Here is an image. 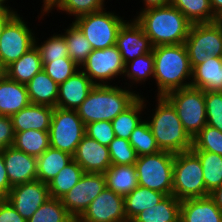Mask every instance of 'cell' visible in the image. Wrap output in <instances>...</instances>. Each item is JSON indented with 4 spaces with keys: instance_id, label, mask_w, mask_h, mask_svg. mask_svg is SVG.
<instances>
[{
    "instance_id": "1",
    "label": "cell",
    "mask_w": 222,
    "mask_h": 222,
    "mask_svg": "<svg viewBox=\"0 0 222 222\" xmlns=\"http://www.w3.org/2000/svg\"><path fill=\"white\" fill-rule=\"evenodd\" d=\"M147 97L149 98V94L145 97V120L148 122L160 150L174 154L190 151L192 149V138L184 130L172 103L165 96L154 95L153 99L155 101H149ZM150 102H153V104ZM154 103L155 106H153Z\"/></svg>"
},
{
    "instance_id": "2",
    "label": "cell",
    "mask_w": 222,
    "mask_h": 222,
    "mask_svg": "<svg viewBox=\"0 0 222 222\" xmlns=\"http://www.w3.org/2000/svg\"><path fill=\"white\" fill-rule=\"evenodd\" d=\"M154 77L156 96L191 85L192 67L185 44L154 46Z\"/></svg>"
},
{
    "instance_id": "3",
    "label": "cell",
    "mask_w": 222,
    "mask_h": 222,
    "mask_svg": "<svg viewBox=\"0 0 222 222\" xmlns=\"http://www.w3.org/2000/svg\"><path fill=\"white\" fill-rule=\"evenodd\" d=\"M152 46L183 44L192 23L171 4L137 11L133 17Z\"/></svg>"
},
{
    "instance_id": "4",
    "label": "cell",
    "mask_w": 222,
    "mask_h": 222,
    "mask_svg": "<svg viewBox=\"0 0 222 222\" xmlns=\"http://www.w3.org/2000/svg\"><path fill=\"white\" fill-rule=\"evenodd\" d=\"M138 97L123 84L95 85L76 111L85 125L103 120L111 122Z\"/></svg>"
},
{
    "instance_id": "5",
    "label": "cell",
    "mask_w": 222,
    "mask_h": 222,
    "mask_svg": "<svg viewBox=\"0 0 222 222\" xmlns=\"http://www.w3.org/2000/svg\"><path fill=\"white\" fill-rule=\"evenodd\" d=\"M172 194L180 201L209 196L200 159L192 150L175 153Z\"/></svg>"
},
{
    "instance_id": "6",
    "label": "cell",
    "mask_w": 222,
    "mask_h": 222,
    "mask_svg": "<svg viewBox=\"0 0 222 222\" xmlns=\"http://www.w3.org/2000/svg\"><path fill=\"white\" fill-rule=\"evenodd\" d=\"M108 6L100 11L80 16L73 22L90 42L93 50L105 49L116 45L117 34L128 20L125 16L108 10ZM108 10V11H107ZM126 20H125V19Z\"/></svg>"
},
{
    "instance_id": "7",
    "label": "cell",
    "mask_w": 222,
    "mask_h": 222,
    "mask_svg": "<svg viewBox=\"0 0 222 222\" xmlns=\"http://www.w3.org/2000/svg\"><path fill=\"white\" fill-rule=\"evenodd\" d=\"M174 158V153L163 150L139 156L135 162L138 185L172 195Z\"/></svg>"
},
{
    "instance_id": "8",
    "label": "cell",
    "mask_w": 222,
    "mask_h": 222,
    "mask_svg": "<svg viewBox=\"0 0 222 222\" xmlns=\"http://www.w3.org/2000/svg\"><path fill=\"white\" fill-rule=\"evenodd\" d=\"M165 97L176 109L184 130L191 138L207 125L205 91L189 86L173 90Z\"/></svg>"
},
{
    "instance_id": "9",
    "label": "cell",
    "mask_w": 222,
    "mask_h": 222,
    "mask_svg": "<svg viewBox=\"0 0 222 222\" xmlns=\"http://www.w3.org/2000/svg\"><path fill=\"white\" fill-rule=\"evenodd\" d=\"M24 18L22 13L17 12L3 28L0 36V61L5 68L35 46L37 27L31 29Z\"/></svg>"
},
{
    "instance_id": "10",
    "label": "cell",
    "mask_w": 222,
    "mask_h": 222,
    "mask_svg": "<svg viewBox=\"0 0 222 222\" xmlns=\"http://www.w3.org/2000/svg\"><path fill=\"white\" fill-rule=\"evenodd\" d=\"M85 127L76 110L55 107L48 131L50 147L73 156L76 147L86 135Z\"/></svg>"
},
{
    "instance_id": "11",
    "label": "cell",
    "mask_w": 222,
    "mask_h": 222,
    "mask_svg": "<svg viewBox=\"0 0 222 222\" xmlns=\"http://www.w3.org/2000/svg\"><path fill=\"white\" fill-rule=\"evenodd\" d=\"M192 69L210 57H222V26L217 22L192 24L184 42Z\"/></svg>"
},
{
    "instance_id": "12",
    "label": "cell",
    "mask_w": 222,
    "mask_h": 222,
    "mask_svg": "<svg viewBox=\"0 0 222 222\" xmlns=\"http://www.w3.org/2000/svg\"><path fill=\"white\" fill-rule=\"evenodd\" d=\"M124 65L121 54L114 45L93 50L80 69L95 85H119L124 74Z\"/></svg>"
},
{
    "instance_id": "13",
    "label": "cell",
    "mask_w": 222,
    "mask_h": 222,
    "mask_svg": "<svg viewBox=\"0 0 222 222\" xmlns=\"http://www.w3.org/2000/svg\"><path fill=\"white\" fill-rule=\"evenodd\" d=\"M105 188L104 173H84L61 201L69 214L77 220Z\"/></svg>"
},
{
    "instance_id": "14",
    "label": "cell",
    "mask_w": 222,
    "mask_h": 222,
    "mask_svg": "<svg viewBox=\"0 0 222 222\" xmlns=\"http://www.w3.org/2000/svg\"><path fill=\"white\" fill-rule=\"evenodd\" d=\"M124 197L105 188L76 222H126Z\"/></svg>"
},
{
    "instance_id": "15",
    "label": "cell",
    "mask_w": 222,
    "mask_h": 222,
    "mask_svg": "<svg viewBox=\"0 0 222 222\" xmlns=\"http://www.w3.org/2000/svg\"><path fill=\"white\" fill-rule=\"evenodd\" d=\"M49 198L48 184L34 180L13 186L5 199L21 217L28 220Z\"/></svg>"
},
{
    "instance_id": "16",
    "label": "cell",
    "mask_w": 222,
    "mask_h": 222,
    "mask_svg": "<svg viewBox=\"0 0 222 222\" xmlns=\"http://www.w3.org/2000/svg\"><path fill=\"white\" fill-rule=\"evenodd\" d=\"M116 46L124 64L153 49L149 37L134 18L127 20L118 31Z\"/></svg>"
},
{
    "instance_id": "17",
    "label": "cell",
    "mask_w": 222,
    "mask_h": 222,
    "mask_svg": "<svg viewBox=\"0 0 222 222\" xmlns=\"http://www.w3.org/2000/svg\"><path fill=\"white\" fill-rule=\"evenodd\" d=\"M84 173H104L111 165L108 147L85 135L73 154Z\"/></svg>"
},
{
    "instance_id": "18",
    "label": "cell",
    "mask_w": 222,
    "mask_h": 222,
    "mask_svg": "<svg viewBox=\"0 0 222 222\" xmlns=\"http://www.w3.org/2000/svg\"><path fill=\"white\" fill-rule=\"evenodd\" d=\"M2 153L12 187L37 180V157L17 150L13 146L3 149Z\"/></svg>"
},
{
    "instance_id": "19",
    "label": "cell",
    "mask_w": 222,
    "mask_h": 222,
    "mask_svg": "<svg viewBox=\"0 0 222 222\" xmlns=\"http://www.w3.org/2000/svg\"><path fill=\"white\" fill-rule=\"evenodd\" d=\"M95 84L80 69L58 87L56 107L76 110L88 97Z\"/></svg>"
},
{
    "instance_id": "20",
    "label": "cell",
    "mask_w": 222,
    "mask_h": 222,
    "mask_svg": "<svg viewBox=\"0 0 222 222\" xmlns=\"http://www.w3.org/2000/svg\"><path fill=\"white\" fill-rule=\"evenodd\" d=\"M53 107L30 103L11 116L14 132L30 129L49 131Z\"/></svg>"
},
{
    "instance_id": "21",
    "label": "cell",
    "mask_w": 222,
    "mask_h": 222,
    "mask_svg": "<svg viewBox=\"0 0 222 222\" xmlns=\"http://www.w3.org/2000/svg\"><path fill=\"white\" fill-rule=\"evenodd\" d=\"M180 222H222V211L207 197L181 201Z\"/></svg>"
},
{
    "instance_id": "22",
    "label": "cell",
    "mask_w": 222,
    "mask_h": 222,
    "mask_svg": "<svg viewBox=\"0 0 222 222\" xmlns=\"http://www.w3.org/2000/svg\"><path fill=\"white\" fill-rule=\"evenodd\" d=\"M154 77V56L153 53H146L140 57H137L129 62H126L124 65V74L121 81L124 82V86L131 90H134L139 96H143L140 89H137V86L146 85V81L152 82ZM138 84V85H137ZM140 90V92L136 91Z\"/></svg>"
},
{
    "instance_id": "23",
    "label": "cell",
    "mask_w": 222,
    "mask_h": 222,
    "mask_svg": "<svg viewBox=\"0 0 222 222\" xmlns=\"http://www.w3.org/2000/svg\"><path fill=\"white\" fill-rule=\"evenodd\" d=\"M30 103L25 84L10 80L7 76L0 79V115L12 116Z\"/></svg>"
},
{
    "instance_id": "24",
    "label": "cell",
    "mask_w": 222,
    "mask_h": 222,
    "mask_svg": "<svg viewBox=\"0 0 222 222\" xmlns=\"http://www.w3.org/2000/svg\"><path fill=\"white\" fill-rule=\"evenodd\" d=\"M191 87L222 91V57H210L192 69Z\"/></svg>"
},
{
    "instance_id": "25",
    "label": "cell",
    "mask_w": 222,
    "mask_h": 222,
    "mask_svg": "<svg viewBox=\"0 0 222 222\" xmlns=\"http://www.w3.org/2000/svg\"><path fill=\"white\" fill-rule=\"evenodd\" d=\"M57 84L43 69L27 84V92L32 104L45 105L55 108L58 99Z\"/></svg>"
},
{
    "instance_id": "26",
    "label": "cell",
    "mask_w": 222,
    "mask_h": 222,
    "mask_svg": "<svg viewBox=\"0 0 222 222\" xmlns=\"http://www.w3.org/2000/svg\"><path fill=\"white\" fill-rule=\"evenodd\" d=\"M106 188L127 196L138 187L137 171L133 165H111L105 172Z\"/></svg>"
},
{
    "instance_id": "27",
    "label": "cell",
    "mask_w": 222,
    "mask_h": 222,
    "mask_svg": "<svg viewBox=\"0 0 222 222\" xmlns=\"http://www.w3.org/2000/svg\"><path fill=\"white\" fill-rule=\"evenodd\" d=\"M42 68L39 50L34 46L6 68V76L26 85Z\"/></svg>"
},
{
    "instance_id": "28",
    "label": "cell",
    "mask_w": 222,
    "mask_h": 222,
    "mask_svg": "<svg viewBox=\"0 0 222 222\" xmlns=\"http://www.w3.org/2000/svg\"><path fill=\"white\" fill-rule=\"evenodd\" d=\"M145 96H139L128 108L112 121L115 136L129 140L135 127L145 119Z\"/></svg>"
},
{
    "instance_id": "29",
    "label": "cell",
    "mask_w": 222,
    "mask_h": 222,
    "mask_svg": "<svg viewBox=\"0 0 222 222\" xmlns=\"http://www.w3.org/2000/svg\"><path fill=\"white\" fill-rule=\"evenodd\" d=\"M72 160V155L49 147L37 157V180L48 184Z\"/></svg>"
},
{
    "instance_id": "30",
    "label": "cell",
    "mask_w": 222,
    "mask_h": 222,
    "mask_svg": "<svg viewBox=\"0 0 222 222\" xmlns=\"http://www.w3.org/2000/svg\"><path fill=\"white\" fill-rule=\"evenodd\" d=\"M181 201L173 194L160 203L136 215L133 222H180Z\"/></svg>"
},
{
    "instance_id": "31",
    "label": "cell",
    "mask_w": 222,
    "mask_h": 222,
    "mask_svg": "<svg viewBox=\"0 0 222 222\" xmlns=\"http://www.w3.org/2000/svg\"><path fill=\"white\" fill-rule=\"evenodd\" d=\"M166 195L138 185L131 193L124 197L125 214L127 220L160 203Z\"/></svg>"
},
{
    "instance_id": "32",
    "label": "cell",
    "mask_w": 222,
    "mask_h": 222,
    "mask_svg": "<svg viewBox=\"0 0 222 222\" xmlns=\"http://www.w3.org/2000/svg\"><path fill=\"white\" fill-rule=\"evenodd\" d=\"M71 22L72 23H69L67 27L64 25L61 27L60 25L59 27L62 28V31L64 30L60 32L66 39L68 57L81 67L89 54L93 51V48L78 26L73 21Z\"/></svg>"
},
{
    "instance_id": "33",
    "label": "cell",
    "mask_w": 222,
    "mask_h": 222,
    "mask_svg": "<svg viewBox=\"0 0 222 222\" xmlns=\"http://www.w3.org/2000/svg\"><path fill=\"white\" fill-rule=\"evenodd\" d=\"M112 1V0H109ZM108 2V0H107ZM106 0H56L46 11V16L49 17V13H60L68 15L69 19L75 20L76 18L100 11L107 6ZM63 12V13H62ZM65 13V14H64ZM72 17V18H71Z\"/></svg>"
},
{
    "instance_id": "34",
    "label": "cell",
    "mask_w": 222,
    "mask_h": 222,
    "mask_svg": "<svg viewBox=\"0 0 222 222\" xmlns=\"http://www.w3.org/2000/svg\"><path fill=\"white\" fill-rule=\"evenodd\" d=\"M12 146L28 155L39 157L50 147L49 132L35 129L15 132Z\"/></svg>"
},
{
    "instance_id": "35",
    "label": "cell",
    "mask_w": 222,
    "mask_h": 222,
    "mask_svg": "<svg viewBox=\"0 0 222 222\" xmlns=\"http://www.w3.org/2000/svg\"><path fill=\"white\" fill-rule=\"evenodd\" d=\"M84 174L81 166L72 160L48 183L49 195L61 199L75 186Z\"/></svg>"
},
{
    "instance_id": "36",
    "label": "cell",
    "mask_w": 222,
    "mask_h": 222,
    "mask_svg": "<svg viewBox=\"0 0 222 222\" xmlns=\"http://www.w3.org/2000/svg\"><path fill=\"white\" fill-rule=\"evenodd\" d=\"M171 5L180 10L192 24L217 21L210 0H171Z\"/></svg>"
},
{
    "instance_id": "37",
    "label": "cell",
    "mask_w": 222,
    "mask_h": 222,
    "mask_svg": "<svg viewBox=\"0 0 222 222\" xmlns=\"http://www.w3.org/2000/svg\"><path fill=\"white\" fill-rule=\"evenodd\" d=\"M200 159L206 191L222 186V156L213 152L193 151Z\"/></svg>"
},
{
    "instance_id": "38",
    "label": "cell",
    "mask_w": 222,
    "mask_h": 222,
    "mask_svg": "<svg viewBox=\"0 0 222 222\" xmlns=\"http://www.w3.org/2000/svg\"><path fill=\"white\" fill-rule=\"evenodd\" d=\"M37 36L39 37L36 33L35 46L39 50L42 63H49L60 58H69L66 39L62 33L54 32V34H49L48 38L43 35H41L42 38ZM43 37L44 40H41Z\"/></svg>"
},
{
    "instance_id": "39",
    "label": "cell",
    "mask_w": 222,
    "mask_h": 222,
    "mask_svg": "<svg viewBox=\"0 0 222 222\" xmlns=\"http://www.w3.org/2000/svg\"><path fill=\"white\" fill-rule=\"evenodd\" d=\"M27 222H76L63 206L61 199L50 197Z\"/></svg>"
},
{
    "instance_id": "40",
    "label": "cell",
    "mask_w": 222,
    "mask_h": 222,
    "mask_svg": "<svg viewBox=\"0 0 222 222\" xmlns=\"http://www.w3.org/2000/svg\"><path fill=\"white\" fill-rule=\"evenodd\" d=\"M129 142L136 151L138 157L161 151L145 119L132 131Z\"/></svg>"
},
{
    "instance_id": "41",
    "label": "cell",
    "mask_w": 222,
    "mask_h": 222,
    "mask_svg": "<svg viewBox=\"0 0 222 222\" xmlns=\"http://www.w3.org/2000/svg\"><path fill=\"white\" fill-rule=\"evenodd\" d=\"M192 151H207L222 156V132L206 125L192 138Z\"/></svg>"
},
{
    "instance_id": "42",
    "label": "cell",
    "mask_w": 222,
    "mask_h": 222,
    "mask_svg": "<svg viewBox=\"0 0 222 222\" xmlns=\"http://www.w3.org/2000/svg\"><path fill=\"white\" fill-rule=\"evenodd\" d=\"M110 160L113 165H133L138 155L129 140L115 137L108 145Z\"/></svg>"
},
{
    "instance_id": "43",
    "label": "cell",
    "mask_w": 222,
    "mask_h": 222,
    "mask_svg": "<svg viewBox=\"0 0 222 222\" xmlns=\"http://www.w3.org/2000/svg\"><path fill=\"white\" fill-rule=\"evenodd\" d=\"M43 70L57 83L65 82L80 67L71 58H60L49 63H42Z\"/></svg>"
},
{
    "instance_id": "44",
    "label": "cell",
    "mask_w": 222,
    "mask_h": 222,
    "mask_svg": "<svg viewBox=\"0 0 222 222\" xmlns=\"http://www.w3.org/2000/svg\"><path fill=\"white\" fill-rule=\"evenodd\" d=\"M207 125L222 132V91H205Z\"/></svg>"
},
{
    "instance_id": "45",
    "label": "cell",
    "mask_w": 222,
    "mask_h": 222,
    "mask_svg": "<svg viewBox=\"0 0 222 222\" xmlns=\"http://www.w3.org/2000/svg\"><path fill=\"white\" fill-rule=\"evenodd\" d=\"M85 133L88 137L95 139L106 147H108L110 142L116 137L112 123L105 120L87 124Z\"/></svg>"
},
{
    "instance_id": "46",
    "label": "cell",
    "mask_w": 222,
    "mask_h": 222,
    "mask_svg": "<svg viewBox=\"0 0 222 222\" xmlns=\"http://www.w3.org/2000/svg\"><path fill=\"white\" fill-rule=\"evenodd\" d=\"M14 135L11 116L0 115V151L13 145Z\"/></svg>"
},
{
    "instance_id": "47",
    "label": "cell",
    "mask_w": 222,
    "mask_h": 222,
    "mask_svg": "<svg viewBox=\"0 0 222 222\" xmlns=\"http://www.w3.org/2000/svg\"><path fill=\"white\" fill-rule=\"evenodd\" d=\"M0 222H27L5 199H0Z\"/></svg>"
},
{
    "instance_id": "48",
    "label": "cell",
    "mask_w": 222,
    "mask_h": 222,
    "mask_svg": "<svg viewBox=\"0 0 222 222\" xmlns=\"http://www.w3.org/2000/svg\"><path fill=\"white\" fill-rule=\"evenodd\" d=\"M9 178L4 164L3 153L0 151V199L6 198L9 195L10 189Z\"/></svg>"
},
{
    "instance_id": "49",
    "label": "cell",
    "mask_w": 222,
    "mask_h": 222,
    "mask_svg": "<svg viewBox=\"0 0 222 222\" xmlns=\"http://www.w3.org/2000/svg\"><path fill=\"white\" fill-rule=\"evenodd\" d=\"M10 1L12 2V0H6L0 6V36L7 22L18 12V8L16 9L13 5L11 6Z\"/></svg>"
},
{
    "instance_id": "50",
    "label": "cell",
    "mask_w": 222,
    "mask_h": 222,
    "mask_svg": "<svg viewBox=\"0 0 222 222\" xmlns=\"http://www.w3.org/2000/svg\"><path fill=\"white\" fill-rule=\"evenodd\" d=\"M142 2L143 6L137 9L139 11L145 10L153 7H163L171 4V0H140L139 3Z\"/></svg>"
},
{
    "instance_id": "51",
    "label": "cell",
    "mask_w": 222,
    "mask_h": 222,
    "mask_svg": "<svg viewBox=\"0 0 222 222\" xmlns=\"http://www.w3.org/2000/svg\"><path fill=\"white\" fill-rule=\"evenodd\" d=\"M209 196L216 206L222 211V186L212 191Z\"/></svg>"
},
{
    "instance_id": "52",
    "label": "cell",
    "mask_w": 222,
    "mask_h": 222,
    "mask_svg": "<svg viewBox=\"0 0 222 222\" xmlns=\"http://www.w3.org/2000/svg\"><path fill=\"white\" fill-rule=\"evenodd\" d=\"M41 1V0H40ZM56 0H42L41 1V3H43L42 4V6H40L41 8H40V11H38V12H40V13H38L39 15H37V17H38V20L40 19V20H44L45 18L44 17H46V14H45V11L55 2Z\"/></svg>"
},
{
    "instance_id": "53",
    "label": "cell",
    "mask_w": 222,
    "mask_h": 222,
    "mask_svg": "<svg viewBox=\"0 0 222 222\" xmlns=\"http://www.w3.org/2000/svg\"><path fill=\"white\" fill-rule=\"evenodd\" d=\"M213 13L218 17L222 13V0H210Z\"/></svg>"
},
{
    "instance_id": "54",
    "label": "cell",
    "mask_w": 222,
    "mask_h": 222,
    "mask_svg": "<svg viewBox=\"0 0 222 222\" xmlns=\"http://www.w3.org/2000/svg\"><path fill=\"white\" fill-rule=\"evenodd\" d=\"M6 76V68L3 66L2 62L0 61V79Z\"/></svg>"
},
{
    "instance_id": "55",
    "label": "cell",
    "mask_w": 222,
    "mask_h": 222,
    "mask_svg": "<svg viewBox=\"0 0 222 222\" xmlns=\"http://www.w3.org/2000/svg\"><path fill=\"white\" fill-rule=\"evenodd\" d=\"M217 22L222 26V13L217 17Z\"/></svg>"
},
{
    "instance_id": "56",
    "label": "cell",
    "mask_w": 222,
    "mask_h": 222,
    "mask_svg": "<svg viewBox=\"0 0 222 222\" xmlns=\"http://www.w3.org/2000/svg\"><path fill=\"white\" fill-rule=\"evenodd\" d=\"M6 0H0V6L5 2Z\"/></svg>"
}]
</instances>
